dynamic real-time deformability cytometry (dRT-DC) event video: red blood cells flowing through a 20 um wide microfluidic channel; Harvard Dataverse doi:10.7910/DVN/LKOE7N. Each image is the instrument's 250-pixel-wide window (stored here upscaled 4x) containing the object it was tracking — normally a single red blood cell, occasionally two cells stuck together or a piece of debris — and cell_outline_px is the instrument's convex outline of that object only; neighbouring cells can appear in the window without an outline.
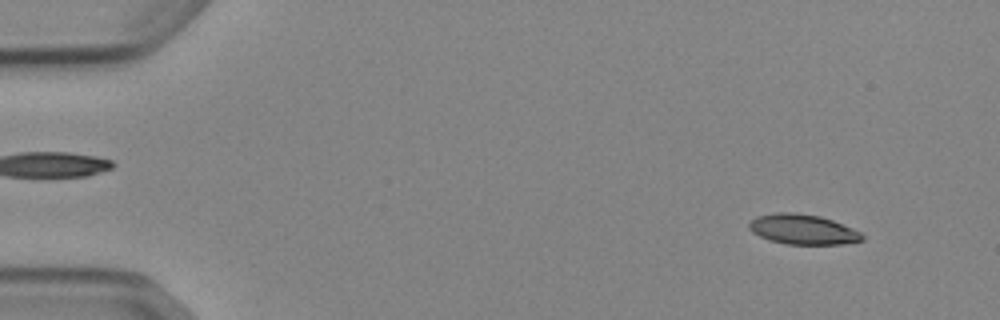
{"species": "Egyptian fruit bat (a non-hibernating species)", "species_latin": "Rousettus aegyptiacus", "temperature_condition": "cold", "stored_images_in_passage": 52, "camera_frame_rate_fps": 3000, "um_per_image_px": 0.085, "animal": {"sex": "female"}, "frame": {"image": 1, "passage_image": 4, "time_ms": 1.0, "image_size_px": [1000, 320], "cell_outline_px": [[864, 240], [840, 244], [784, 244], [768, 240], [752, 232], [748, 228], [748, 224], [756, 216], [776, 212], [792, 212], [820, 216], [832, 220], [852, 228], [860, 232], [864, 236]], "centroid_in_image_um": [68.21, 19.49], "position_along_channel_um": 16.8, "area_um2": 19.83}}
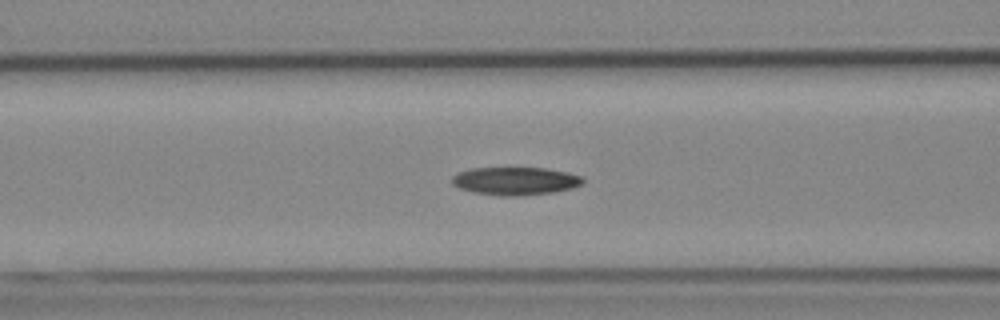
{"frame": {"image": 2, "passage_image": 21, "time_ms": 6.667, "image_size_px": [1000, 320], "cell_outline_px": [[584, 184], [572, 188], [552, 192], [516, 196], [500, 196], [476, 192], [460, 188], [452, 184], [452, 176], [456, 172], [472, 168], [548, 168], [568, 172], [584, 176]], "centroid_in_image_um": [43.84, 15.37], "position_along_channel_um": 122.8, "area_um2": 21.44}}
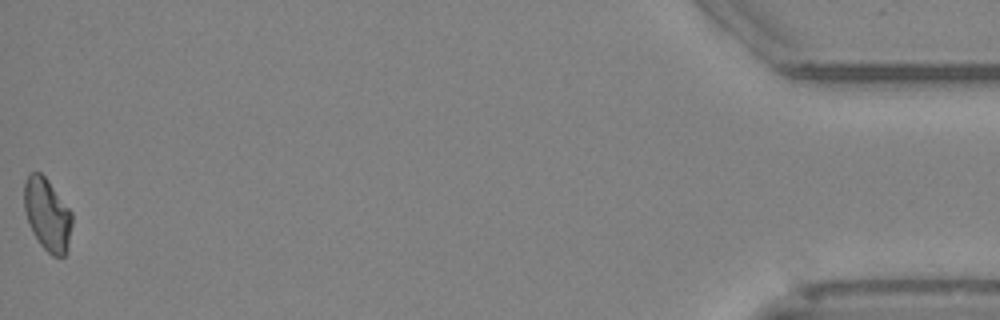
{"frame": {"image": 3, "passage_image": 52, "time_ms": 17.0, "image_size_px": [1000, 320], "cell_outline_px": [[72, 224], [68, 248], [64, 256], [52, 256], [40, 244], [32, 232], [24, 208], [24, 184], [28, 176], [32, 172], [40, 172], [48, 180], [72, 212]], "centroid_in_image_um": [4.03, 18.24], "position_along_channel_um": 431.2, "area_um2": 20.11}}